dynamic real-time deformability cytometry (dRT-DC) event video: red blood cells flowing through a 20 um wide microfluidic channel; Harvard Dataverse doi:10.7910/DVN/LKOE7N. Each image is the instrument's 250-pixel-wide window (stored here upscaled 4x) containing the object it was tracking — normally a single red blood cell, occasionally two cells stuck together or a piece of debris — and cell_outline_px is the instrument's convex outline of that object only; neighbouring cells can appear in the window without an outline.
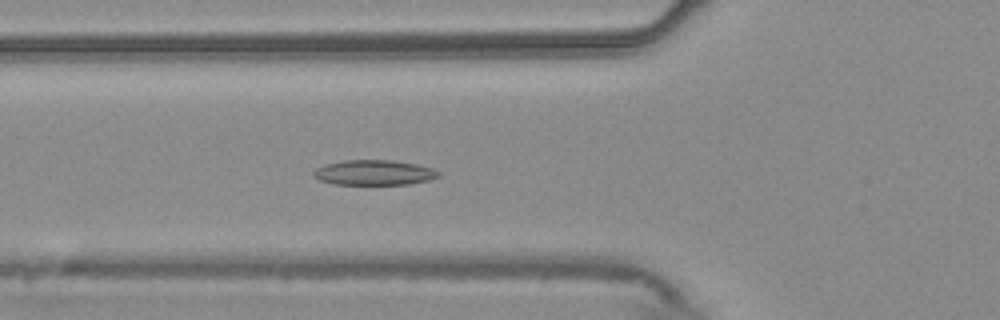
{"species": "common noctule bat (a hibernating species)", "species_latin": "Nyctalus noctula", "temperature_condition": "warm", "stored_images_in_passage": 55, "camera_frame_rate_fps": 3000, "um_per_image_px": 0.085, "animal": {"sex": "male", "body_mass_g": 20.4}, "frame": {"image": 1, "passage_image": 20, "time_ms": 6.333, "image_size_px": [1000, 320], "cell_outline_px": [[440, 176], [428, 180], [408, 184], [332, 184], [320, 180], [312, 176], [312, 172], [316, 168], [324, 164], [344, 160], [392, 160], [416, 164], [432, 168], [440, 172]], "centroid_in_image_um": [31.76, 14.66], "position_along_channel_um": 94.0, "area_um2": 18.32}}
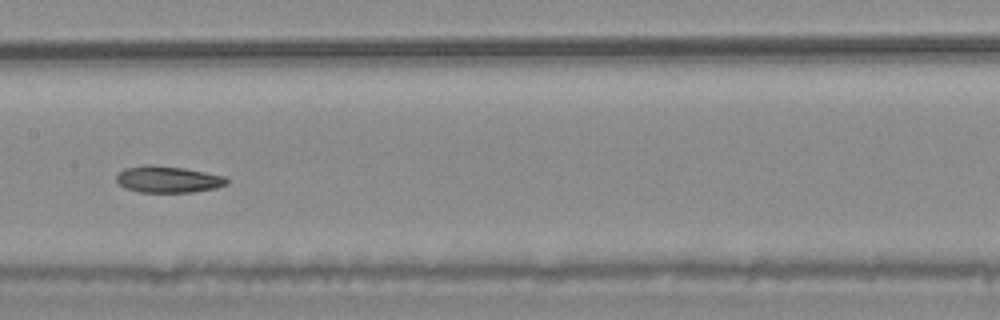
{"frame": {"image": 2, "passage_image": 28, "time_ms": 9.0, "image_size_px": [1000, 320], "cell_outline_px": [[228, 184], [216, 188], [192, 192], [140, 192], [124, 188], [116, 180], [116, 176], [124, 168], [148, 164], [184, 168], [224, 176], [228, 180]], "centroid_in_image_um": [14.27, 15.25], "position_along_channel_um": 193.1, "area_um2": 17.05}}
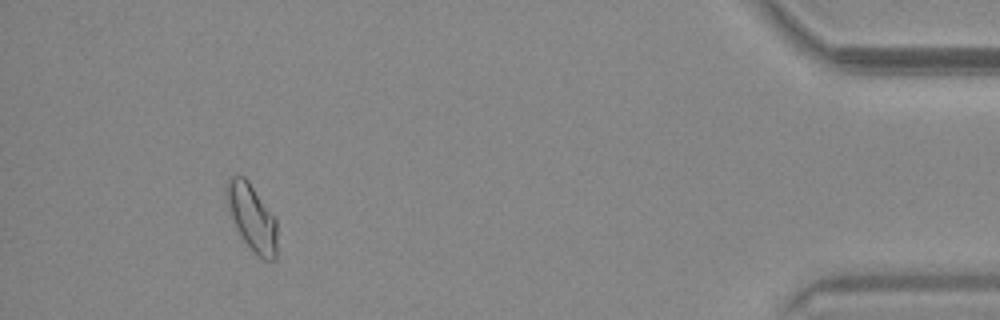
{"frame": {"image": 3, "passage_image": 51, "time_ms": 16.667, "image_size_px": [1000, 320], "cell_outline_px": [[276, 260], [264, 260], [252, 252], [244, 240], [228, 208], [224, 192], [224, 188], [228, 176], [244, 176], [248, 180], [276, 220]], "centroid_in_image_um": [21.39, 18.46], "position_along_channel_um": 413.8, "area_um2": 19.42}, "authors_computed_cell_mechanics": {"area_um2": 18.4382, "velocity_mm_per_s": 3.6983, "shape_relaxation_time_tau1_ms": null, "shape_relaxation_time_tau2_ms": 1.8322, "deformation_change_tau1": null, "deformation_change_tau2": 0.058}}